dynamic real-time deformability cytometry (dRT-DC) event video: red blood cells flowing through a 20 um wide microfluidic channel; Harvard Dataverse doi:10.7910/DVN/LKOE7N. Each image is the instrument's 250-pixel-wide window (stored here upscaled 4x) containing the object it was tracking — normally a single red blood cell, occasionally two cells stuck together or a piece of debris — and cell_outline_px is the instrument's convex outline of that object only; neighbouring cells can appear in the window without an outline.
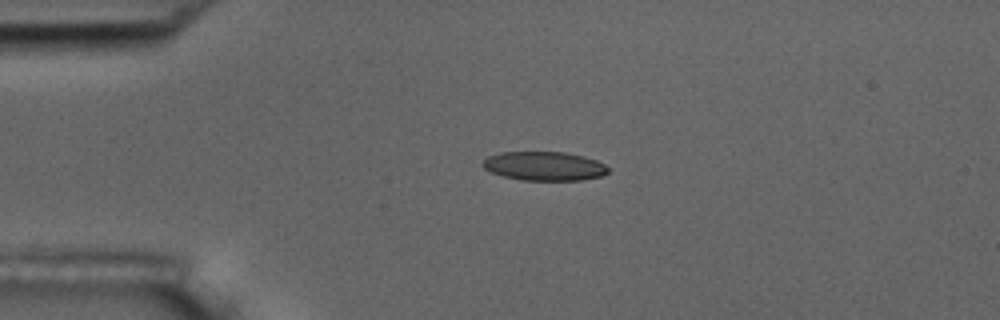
{"species": "common noctule bat (a hibernating species)", "species_latin": "Nyctalus noctula", "temperature_condition": "room temperature", "stored_images_in_passage": 4, "camera_frame_rate_fps": 3000, "um_per_image_px": 0.085, "animal": {"sex": "male", "body_mass_g": 17.5, "forearm_length_mm": 52.3}, "frame": {"image": 1, "passage_image": 3, "time_ms": 0.667, "image_size_px": [1000, 320], "cell_outline_px": [[608, 172], [604, 176], [580, 180], [520, 180], [504, 176], [492, 172], [484, 168], [480, 164], [488, 156], [500, 152], [564, 152], [584, 156], [596, 160], [604, 164], [608, 168]], "centroid_in_image_um": [46.27, 14.11], "position_along_channel_um": 38.7, "area_um2": 21.21}}